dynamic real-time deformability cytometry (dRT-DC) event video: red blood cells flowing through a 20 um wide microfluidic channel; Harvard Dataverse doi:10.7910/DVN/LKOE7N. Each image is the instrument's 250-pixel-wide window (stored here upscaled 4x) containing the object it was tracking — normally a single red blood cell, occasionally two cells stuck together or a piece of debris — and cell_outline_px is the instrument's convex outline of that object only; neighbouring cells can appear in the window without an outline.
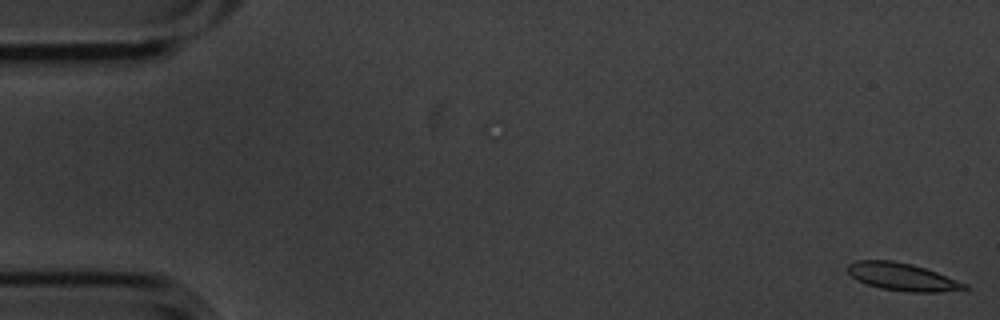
{"species": "common noctule bat (a hibernating species)", "species_latin": "Nyctalus noctula", "temperature_condition": "cold", "stored_images_in_passage": 9, "camera_frame_rate_fps": 3000, "um_per_image_px": 0.085, "animal": {"sex": "male", "body_mass_g": 20.1, "forearm_length_mm": 53.5}, "frame": {"image": 1, "passage_image": 1, "time_ms": 0.0, "image_size_px": [1000, 320], "cell_outline_px": [[968, 288], [940, 292], [908, 292], [880, 288], [856, 280], [848, 272], [848, 264], [856, 260], [892, 260], [912, 264], [936, 272], [968, 284]], "centroid_in_image_um": [76.68, 23.53], "position_along_channel_um": 8.3, "area_um2": 18.67}}
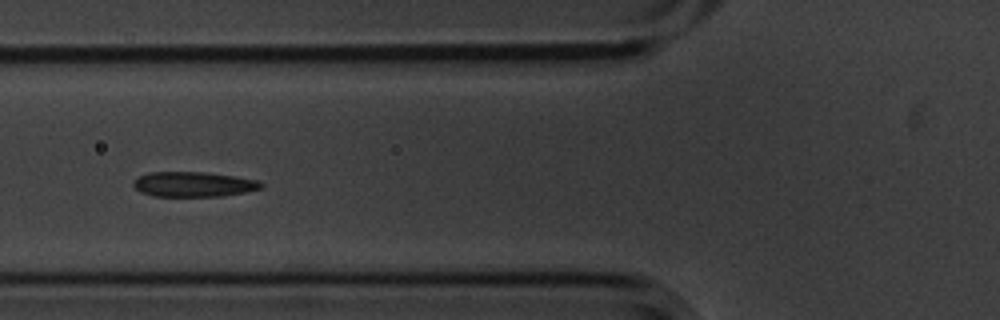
{"frame": {"image": 2, "passage_image": 6, "time_ms": 1.667, "image_size_px": [1000, 320], "cell_outline_px": [[264, 188], [224, 196], [152, 196], [140, 192], [132, 184], [140, 176], [148, 172], [204, 172], [236, 176], [256, 180], [264, 184]], "centroid_in_image_um": [16.47, 15.66], "position_along_channel_um": 109.3, "area_um2": 18.61}}
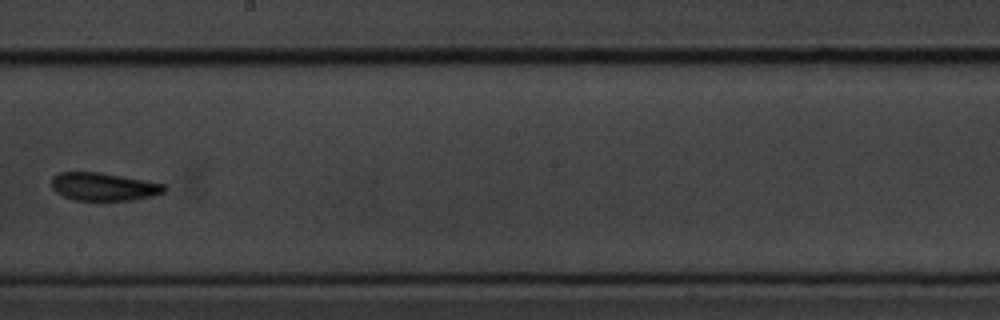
{"frame": {"image": 3, "passage_image": 9, "time_ms": 2.667, "image_size_px": [1000, 320], "cell_outline_px": [[164, 192], [152, 196], [132, 200], [76, 200], [64, 196], [56, 192], [52, 188], [52, 176], [60, 172], [100, 172], [148, 180], [164, 184]], "centroid_in_image_um": [8.81, 15.85], "position_along_channel_um": 239.4, "area_um2": 18.38}}